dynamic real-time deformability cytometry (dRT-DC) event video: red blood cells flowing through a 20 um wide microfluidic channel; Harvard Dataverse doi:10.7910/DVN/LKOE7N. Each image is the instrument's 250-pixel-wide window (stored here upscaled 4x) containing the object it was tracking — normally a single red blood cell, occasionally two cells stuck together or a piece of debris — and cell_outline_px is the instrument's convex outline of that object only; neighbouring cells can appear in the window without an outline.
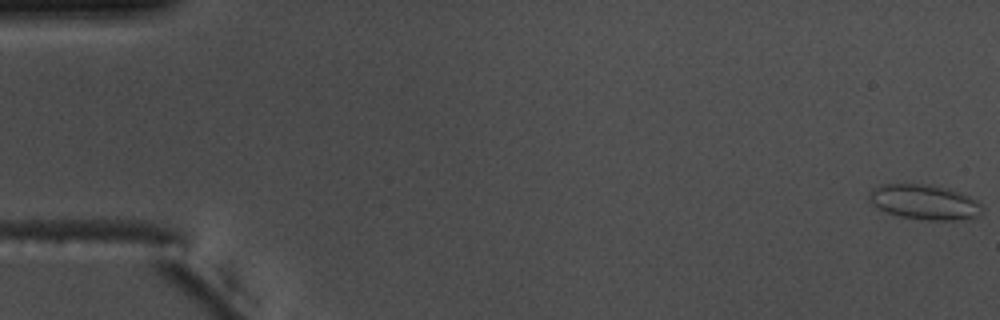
{"species": "common noctule bat (a hibernating species)", "species_latin": "Nyctalus noctula", "temperature_condition": "warm", "stored_images_in_passage": 55, "camera_frame_rate_fps": 3000, "um_per_image_px": 0.085, "animal": {"sex": "male", "body_mass_g": 17.5, "forearm_length_mm": 52.3}, "frame": {"image": 1, "passage_image": 1, "time_ms": 0.0, "image_size_px": [1000, 320], "cell_outline_px": [[984, 212], [980, 216], [956, 220], [928, 220], [900, 216], [888, 212], [872, 204], [868, 200], [868, 192], [872, 188], [880, 184], [932, 184], [948, 188], [960, 192], [976, 200], [984, 208]], "centroid_in_image_um": [78.59, 17.16], "position_along_channel_um": 6.4, "area_um2": 23.24}}
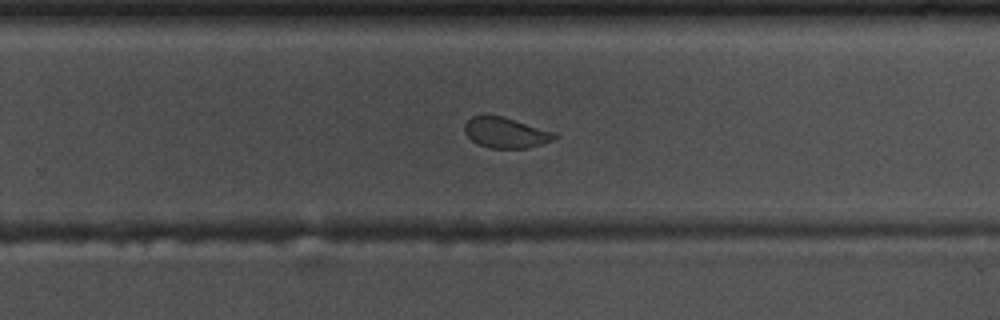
{"frame": {"image": 2, "passage_image": 36, "time_ms": 11.667, "image_size_px": [1000, 320], "cell_outline_px": [[560, 136], [552, 140], [528, 148], [488, 148], [472, 140], [464, 132], [464, 124], [472, 116], [504, 116], [556, 132]], "centroid_in_image_um": [43.02, 11.27], "position_along_channel_um": 286.8, "area_um2": 16.01}}
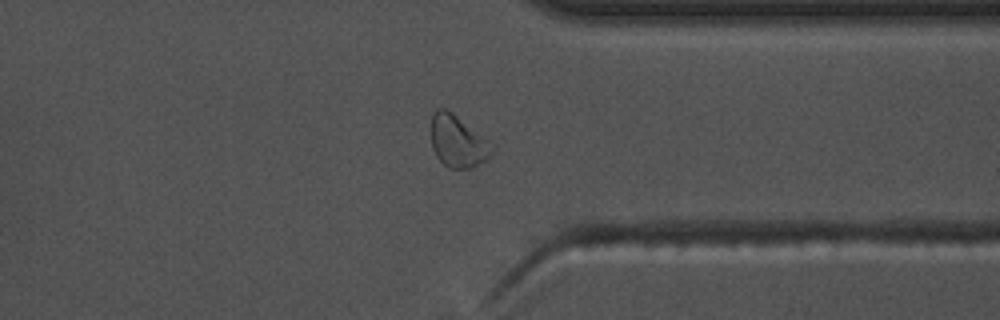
{"frame": {"image": 3, "passage_image": 43, "time_ms": 14.0, "image_size_px": [1000, 320], "cell_outline_px": [[496, 148], [484, 160], [472, 168], [448, 168], [436, 156], [432, 148], [432, 112], [436, 108], [444, 108], [452, 112], [496, 144]], "centroid_in_image_um": [38.94, 11.99], "position_along_channel_um": 372.5, "area_um2": 18.67}, "authors_computed_cell_mechanics": {"area_um2": 18.6116, "velocity_mm_per_s": 3.7581, "shape_relaxation_time_tau1_ms": 3.1828, "shape_relaxation_time_tau2_ms": 0.7206, "deformation_change_tau1": 0.1173, "deformation_change_tau2": 0.07}}